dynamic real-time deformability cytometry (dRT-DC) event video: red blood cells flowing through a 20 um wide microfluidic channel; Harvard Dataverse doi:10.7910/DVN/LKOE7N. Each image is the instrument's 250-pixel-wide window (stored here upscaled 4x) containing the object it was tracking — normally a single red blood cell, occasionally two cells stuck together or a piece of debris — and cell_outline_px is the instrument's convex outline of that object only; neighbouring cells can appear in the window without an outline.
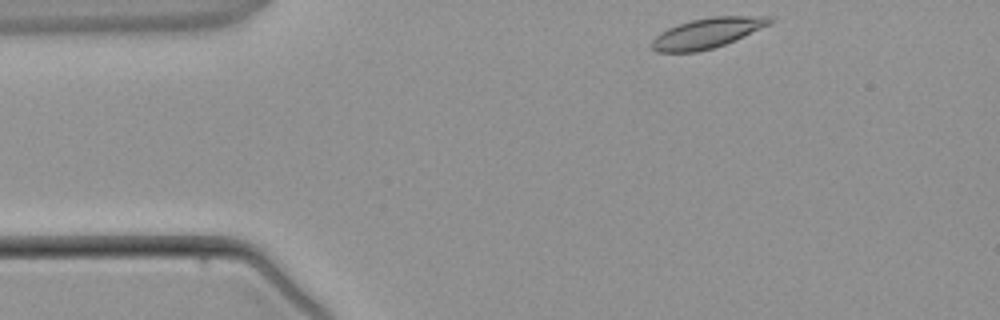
{"species": "common noctule bat (a hibernating species)", "species_latin": "Nyctalus noctula", "temperature_condition": "warm", "stored_images_in_passage": 3, "camera_frame_rate_fps": 3000, "um_per_image_px": 0.085, "animal": {"sex": "male", "body_mass_g": 21.5, "forearm_length_mm": 52.0}, "frame": {"image": 1, "passage_image": 1, "time_ms": 0.0, "image_size_px": [1000, 320], "cell_outline_px": [[776, 20], [772, 24], [724, 44], [712, 48], [696, 52], [656, 52], [648, 44], [660, 32], [668, 28], [692, 20], [712, 16], [772, 16]], "centroid_in_image_um": [60.13, 2.8], "position_along_channel_um": 24.9, "area_um2": 20.75}}
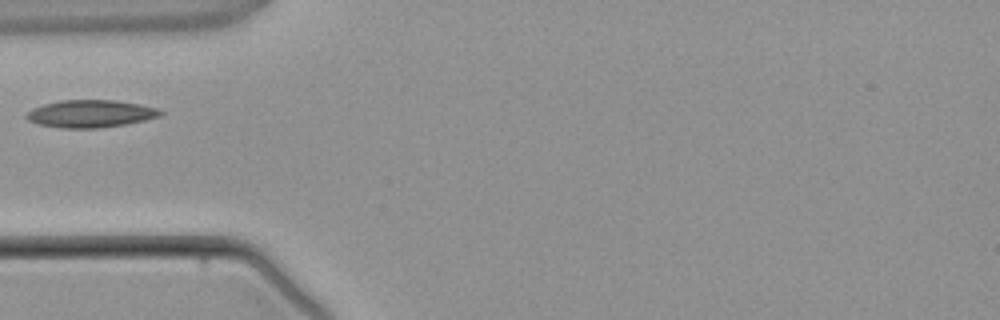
{"frame": {"image": 2, "passage_image": 3, "time_ms": 2.333, "image_size_px": [1000, 320], "cell_outline_px": [[164, 112], [160, 116], [128, 124], [100, 128], [60, 128], [36, 124], [28, 120], [24, 116], [32, 108], [44, 104], [60, 100], [116, 100], [140, 104], [160, 108]], "centroid_in_image_um": [7.71, 9.67], "position_along_channel_um": 77.3, "area_um2": 21.73}}